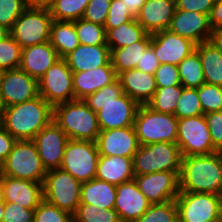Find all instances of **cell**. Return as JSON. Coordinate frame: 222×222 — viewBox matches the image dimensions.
Returning a JSON list of instances; mask_svg holds the SVG:
<instances>
[{
  "instance_id": "6da1fadb",
  "label": "cell",
  "mask_w": 222,
  "mask_h": 222,
  "mask_svg": "<svg viewBox=\"0 0 222 222\" xmlns=\"http://www.w3.org/2000/svg\"><path fill=\"white\" fill-rule=\"evenodd\" d=\"M54 108L42 97L1 108L0 124L16 140H33L47 126Z\"/></svg>"
},
{
  "instance_id": "7a4b0ae2",
  "label": "cell",
  "mask_w": 222,
  "mask_h": 222,
  "mask_svg": "<svg viewBox=\"0 0 222 222\" xmlns=\"http://www.w3.org/2000/svg\"><path fill=\"white\" fill-rule=\"evenodd\" d=\"M179 190L222 195V154L183 156Z\"/></svg>"
},
{
  "instance_id": "3957f363",
  "label": "cell",
  "mask_w": 222,
  "mask_h": 222,
  "mask_svg": "<svg viewBox=\"0 0 222 222\" xmlns=\"http://www.w3.org/2000/svg\"><path fill=\"white\" fill-rule=\"evenodd\" d=\"M53 120L71 140L96 142L100 133L97 113L83 100H73L54 107Z\"/></svg>"
},
{
  "instance_id": "277c9868",
  "label": "cell",
  "mask_w": 222,
  "mask_h": 222,
  "mask_svg": "<svg viewBox=\"0 0 222 222\" xmlns=\"http://www.w3.org/2000/svg\"><path fill=\"white\" fill-rule=\"evenodd\" d=\"M140 145L177 140L178 118L173 114L158 113L147 105H140L133 124Z\"/></svg>"
},
{
  "instance_id": "5b68a950",
  "label": "cell",
  "mask_w": 222,
  "mask_h": 222,
  "mask_svg": "<svg viewBox=\"0 0 222 222\" xmlns=\"http://www.w3.org/2000/svg\"><path fill=\"white\" fill-rule=\"evenodd\" d=\"M182 158L181 149L176 142L140 145L132 158L134 174L181 171Z\"/></svg>"
},
{
  "instance_id": "8992f818",
  "label": "cell",
  "mask_w": 222,
  "mask_h": 222,
  "mask_svg": "<svg viewBox=\"0 0 222 222\" xmlns=\"http://www.w3.org/2000/svg\"><path fill=\"white\" fill-rule=\"evenodd\" d=\"M46 173L33 140H17L2 162L1 175L43 182Z\"/></svg>"
},
{
  "instance_id": "52a82bcc",
  "label": "cell",
  "mask_w": 222,
  "mask_h": 222,
  "mask_svg": "<svg viewBox=\"0 0 222 222\" xmlns=\"http://www.w3.org/2000/svg\"><path fill=\"white\" fill-rule=\"evenodd\" d=\"M82 183L57 168L48 170L43 181V200L71 214L80 205Z\"/></svg>"
},
{
  "instance_id": "ba28073f",
  "label": "cell",
  "mask_w": 222,
  "mask_h": 222,
  "mask_svg": "<svg viewBox=\"0 0 222 222\" xmlns=\"http://www.w3.org/2000/svg\"><path fill=\"white\" fill-rule=\"evenodd\" d=\"M52 21L49 9L29 5L13 24L10 35L21 48L45 43L50 40Z\"/></svg>"
},
{
  "instance_id": "9c48e42d",
  "label": "cell",
  "mask_w": 222,
  "mask_h": 222,
  "mask_svg": "<svg viewBox=\"0 0 222 222\" xmlns=\"http://www.w3.org/2000/svg\"><path fill=\"white\" fill-rule=\"evenodd\" d=\"M175 201L181 222H213L222 219V195L179 192Z\"/></svg>"
},
{
  "instance_id": "30bf717a",
  "label": "cell",
  "mask_w": 222,
  "mask_h": 222,
  "mask_svg": "<svg viewBox=\"0 0 222 222\" xmlns=\"http://www.w3.org/2000/svg\"><path fill=\"white\" fill-rule=\"evenodd\" d=\"M99 157L96 142L69 139L60 169L70 173L81 183L90 181L96 177Z\"/></svg>"
},
{
  "instance_id": "8fae6325",
  "label": "cell",
  "mask_w": 222,
  "mask_h": 222,
  "mask_svg": "<svg viewBox=\"0 0 222 222\" xmlns=\"http://www.w3.org/2000/svg\"><path fill=\"white\" fill-rule=\"evenodd\" d=\"M176 143L182 156L215 153L204 114L178 119Z\"/></svg>"
},
{
  "instance_id": "7c38bea8",
  "label": "cell",
  "mask_w": 222,
  "mask_h": 222,
  "mask_svg": "<svg viewBox=\"0 0 222 222\" xmlns=\"http://www.w3.org/2000/svg\"><path fill=\"white\" fill-rule=\"evenodd\" d=\"M73 71L64 58L57 60L38 80L39 95L53 108L61 103L75 100Z\"/></svg>"
},
{
  "instance_id": "4fadbf2b",
  "label": "cell",
  "mask_w": 222,
  "mask_h": 222,
  "mask_svg": "<svg viewBox=\"0 0 222 222\" xmlns=\"http://www.w3.org/2000/svg\"><path fill=\"white\" fill-rule=\"evenodd\" d=\"M97 113L100 130H110L133 126L139 104L123 93L108 103H86Z\"/></svg>"
},
{
  "instance_id": "5bb4252c",
  "label": "cell",
  "mask_w": 222,
  "mask_h": 222,
  "mask_svg": "<svg viewBox=\"0 0 222 222\" xmlns=\"http://www.w3.org/2000/svg\"><path fill=\"white\" fill-rule=\"evenodd\" d=\"M39 96L38 80L20 68L5 70L0 83V109Z\"/></svg>"
},
{
  "instance_id": "9a60e30c",
  "label": "cell",
  "mask_w": 222,
  "mask_h": 222,
  "mask_svg": "<svg viewBox=\"0 0 222 222\" xmlns=\"http://www.w3.org/2000/svg\"><path fill=\"white\" fill-rule=\"evenodd\" d=\"M180 171H160L135 175L139 190L152 203H166L175 200L179 190Z\"/></svg>"
},
{
  "instance_id": "2e32d148",
  "label": "cell",
  "mask_w": 222,
  "mask_h": 222,
  "mask_svg": "<svg viewBox=\"0 0 222 222\" xmlns=\"http://www.w3.org/2000/svg\"><path fill=\"white\" fill-rule=\"evenodd\" d=\"M68 140V136L54 120L37 133L33 142L47 171L60 168Z\"/></svg>"
},
{
  "instance_id": "e0dca14e",
  "label": "cell",
  "mask_w": 222,
  "mask_h": 222,
  "mask_svg": "<svg viewBox=\"0 0 222 222\" xmlns=\"http://www.w3.org/2000/svg\"><path fill=\"white\" fill-rule=\"evenodd\" d=\"M160 64L178 65L195 51L196 44L189 39L162 30L151 35V44Z\"/></svg>"
},
{
  "instance_id": "ac0fdd59",
  "label": "cell",
  "mask_w": 222,
  "mask_h": 222,
  "mask_svg": "<svg viewBox=\"0 0 222 222\" xmlns=\"http://www.w3.org/2000/svg\"><path fill=\"white\" fill-rule=\"evenodd\" d=\"M96 144L100 155L126 158H133L140 146L133 126L100 130Z\"/></svg>"
},
{
  "instance_id": "d6986e66",
  "label": "cell",
  "mask_w": 222,
  "mask_h": 222,
  "mask_svg": "<svg viewBox=\"0 0 222 222\" xmlns=\"http://www.w3.org/2000/svg\"><path fill=\"white\" fill-rule=\"evenodd\" d=\"M168 30L191 40L196 45L209 41L212 32L209 15L179 9H175Z\"/></svg>"
},
{
  "instance_id": "ffe728a7",
  "label": "cell",
  "mask_w": 222,
  "mask_h": 222,
  "mask_svg": "<svg viewBox=\"0 0 222 222\" xmlns=\"http://www.w3.org/2000/svg\"><path fill=\"white\" fill-rule=\"evenodd\" d=\"M0 183L4 202H13L27 209H36L43 201V182L0 175Z\"/></svg>"
},
{
  "instance_id": "44dd1931",
  "label": "cell",
  "mask_w": 222,
  "mask_h": 222,
  "mask_svg": "<svg viewBox=\"0 0 222 222\" xmlns=\"http://www.w3.org/2000/svg\"><path fill=\"white\" fill-rule=\"evenodd\" d=\"M116 193L114 209L121 222H135L152 204L139 190L134 179L116 185Z\"/></svg>"
},
{
  "instance_id": "7402d4cb",
  "label": "cell",
  "mask_w": 222,
  "mask_h": 222,
  "mask_svg": "<svg viewBox=\"0 0 222 222\" xmlns=\"http://www.w3.org/2000/svg\"><path fill=\"white\" fill-rule=\"evenodd\" d=\"M176 9L175 0H146L135 19L145 32L168 30Z\"/></svg>"
},
{
  "instance_id": "603a6c76",
  "label": "cell",
  "mask_w": 222,
  "mask_h": 222,
  "mask_svg": "<svg viewBox=\"0 0 222 222\" xmlns=\"http://www.w3.org/2000/svg\"><path fill=\"white\" fill-rule=\"evenodd\" d=\"M117 77L111 60L105 66L93 70L73 72L72 83L75 100L85 99L88 95L94 94L114 82Z\"/></svg>"
},
{
  "instance_id": "cb8c5ba5",
  "label": "cell",
  "mask_w": 222,
  "mask_h": 222,
  "mask_svg": "<svg viewBox=\"0 0 222 222\" xmlns=\"http://www.w3.org/2000/svg\"><path fill=\"white\" fill-rule=\"evenodd\" d=\"M60 57L49 41L22 48L19 68L39 80Z\"/></svg>"
},
{
  "instance_id": "d4e9b609",
  "label": "cell",
  "mask_w": 222,
  "mask_h": 222,
  "mask_svg": "<svg viewBox=\"0 0 222 222\" xmlns=\"http://www.w3.org/2000/svg\"><path fill=\"white\" fill-rule=\"evenodd\" d=\"M117 78L120 80L123 93L139 105H146L157 89L154 74H148L137 68L126 70Z\"/></svg>"
},
{
  "instance_id": "484cf974",
  "label": "cell",
  "mask_w": 222,
  "mask_h": 222,
  "mask_svg": "<svg viewBox=\"0 0 222 222\" xmlns=\"http://www.w3.org/2000/svg\"><path fill=\"white\" fill-rule=\"evenodd\" d=\"M110 54L111 51L108 45L80 44L64 59L73 72H80L105 66L111 60Z\"/></svg>"
},
{
  "instance_id": "4316f807",
  "label": "cell",
  "mask_w": 222,
  "mask_h": 222,
  "mask_svg": "<svg viewBox=\"0 0 222 222\" xmlns=\"http://www.w3.org/2000/svg\"><path fill=\"white\" fill-rule=\"evenodd\" d=\"M134 176L132 158L100 155L95 178L119 185L134 179Z\"/></svg>"
},
{
  "instance_id": "83f0119b",
  "label": "cell",
  "mask_w": 222,
  "mask_h": 222,
  "mask_svg": "<svg viewBox=\"0 0 222 222\" xmlns=\"http://www.w3.org/2000/svg\"><path fill=\"white\" fill-rule=\"evenodd\" d=\"M116 185L94 178L82 183L80 204H91L100 209L114 208Z\"/></svg>"
},
{
  "instance_id": "f1b7e54d",
  "label": "cell",
  "mask_w": 222,
  "mask_h": 222,
  "mask_svg": "<svg viewBox=\"0 0 222 222\" xmlns=\"http://www.w3.org/2000/svg\"><path fill=\"white\" fill-rule=\"evenodd\" d=\"M151 44V34L146 33L139 41L122 48H110V59L116 75L137 68L142 53Z\"/></svg>"
},
{
  "instance_id": "f546056e",
  "label": "cell",
  "mask_w": 222,
  "mask_h": 222,
  "mask_svg": "<svg viewBox=\"0 0 222 222\" xmlns=\"http://www.w3.org/2000/svg\"><path fill=\"white\" fill-rule=\"evenodd\" d=\"M50 44L55 48L60 58H64L80 45L74 21L54 20L50 27Z\"/></svg>"
},
{
  "instance_id": "4dcf8cb0",
  "label": "cell",
  "mask_w": 222,
  "mask_h": 222,
  "mask_svg": "<svg viewBox=\"0 0 222 222\" xmlns=\"http://www.w3.org/2000/svg\"><path fill=\"white\" fill-rule=\"evenodd\" d=\"M203 68L205 83L222 86V54L209 41L196 45Z\"/></svg>"
},
{
  "instance_id": "1f68e13d",
  "label": "cell",
  "mask_w": 222,
  "mask_h": 222,
  "mask_svg": "<svg viewBox=\"0 0 222 222\" xmlns=\"http://www.w3.org/2000/svg\"><path fill=\"white\" fill-rule=\"evenodd\" d=\"M146 34L143 26L133 20L106 31V43L109 48H122L139 41Z\"/></svg>"
},
{
  "instance_id": "d6a6232c",
  "label": "cell",
  "mask_w": 222,
  "mask_h": 222,
  "mask_svg": "<svg viewBox=\"0 0 222 222\" xmlns=\"http://www.w3.org/2000/svg\"><path fill=\"white\" fill-rule=\"evenodd\" d=\"M181 84L186 88H199L205 83L202 62L195 50L178 64Z\"/></svg>"
},
{
  "instance_id": "836d02e7",
  "label": "cell",
  "mask_w": 222,
  "mask_h": 222,
  "mask_svg": "<svg viewBox=\"0 0 222 222\" xmlns=\"http://www.w3.org/2000/svg\"><path fill=\"white\" fill-rule=\"evenodd\" d=\"M183 88L182 84L157 88L152 99L146 105L155 112L174 115Z\"/></svg>"
},
{
  "instance_id": "e575fe53",
  "label": "cell",
  "mask_w": 222,
  "mask_h": 222,
  "mask_svg": "<svg viewBox=\"0 0 222 222\" xmlns=\"http://www.w3.org/2000/svg\"><path fill=\"white\" fill-rule=\"evenodd\" d=\"M90 0H56L49 11L54 20L75 21L83 17Z\"/></svg>"
},
{
  "instance_id": "d590c367",
  "label": "cell",
  "mask_w": 222,
  "mask_h": 222,
  "mask_svg": "<svg viewBox=\"0 0 222 222\" xmlns=\"http://www.w3.org/2000/svg\"><path fill=\"white\" fill-rule=\"evenodd\" d=\"M74 222H121L114 209H100L91 204H80L73 214Z\"/></svg>"
},
{
  "instance_id": "8d00e7d4",
  "label": "cell",
  "mask_w": 222,
  "mask_h": 222,
  "mask_svg": "<svg viewBox=\"0 0 222 222\" xmlns=\"http://www.w3.org/2000/svg\"><path fill=\"white\" fill-rule=\"evenodd\" d=\"M74 25L80 44L107 45L104 26L87 21L83 18L75 20Z\"/></svg>"
},
{
  "instance_id": "74e56055",
  "label": "cell",
  "mask_w": 222,
  "mask_h": 222,
  "mask_svg": "<svg viewBox=\"0 0 222 222\" xmlns=\"http://www.w3.org/2000/svg\"><path fill=\"white\" fill-rule=\"evenodd\" d=\"M178 219L175 200L166 203H154L135 222H174Z\"/></svg>"
},
{
  "instance_id": "f35d334b",
  "label": "cell",
  "mask_w": 222,
  "mask_h": 222,
  "mask_svg": "<svg viewBox=\"0 0 222 222\" xmlns=\"http://www.w3.org/2000/svg\"><path fill=\"white\" fill-rule=\"evenodd\" d=\"M202 106L198 97L197 88L184 87L177 102L174 115L178 118L203 115Z\"/></svg>"
},
{
  "instance_id": "ab89813d",
  "label": "cell",
  "mask_w": 222,
  "mask_h": 222,
  "mask_svg": "<svg viewBox=\"0 0 222 222\" xmlns=\"http://www.w3.org/2000/svg\"><path fill=\"white\" fill-rule=\"evenodd\" d=\"M197 93L204 114L222 111V86L204 83Z\"/></svg>"
},
{
  "instance_id": "60d3db41",
  "label": "cell",
  "mask_w": 222,
  "mask_h": 222,
  "mask_svg": "<svg viewBox=\"0 0 222 222\" xmlns=\"http://www.w3.org/2000/svg\"><path fill=\"white\" fill-rule=\"evenodd\" d=\"M21 55L22 48L11 35L0 41V69L5 71L19 68Z\"/></svg>"
},
{
  "instance_id": "b9f144b4",
  "label": "cell",
  "mask_w": 222,
  "mask_h": 222,
  "mask_svg": "<svg viewBox=\"0 0 222 222\" xmlns=\"http://www.w3.org/2000/svg\"><path fill=\"white\" fill-rule=\"evenodd\" d=\"M33 222H74L73 214L43 200L34 210Z\"/></svg>"
},
{
  "instance_id": "7bdbcfd3",
  "label": "cell",
  "mask_w": 222,
  "mask_h": 222,
  "mask_svg": "<svg viewBox=\"0 0 222 222\" xmlns=\"http://www.w3.org/2000/svg\"><path fill=\"white\" fill-rule=\"evenodd\" d=\"M28 6V0H0V26L11 30L15 21Z\"/></svg>"
},
{
  "instance_id": "ee69618b",
  "label": "cell",
  "mask_w": 222,
  "mask_h": 222,
  "mask_svg": "<svg viewBox=\"0 0 222 222\" xmlns=\"http://www.w3.org/2000/svg\"><path fill=\"white\" fill-rule=\"evenodd\" d=\"M134 18L128 8L122 4L121 0H111L104 28L107 31L108 29H113L123 23L129 22Z\"/></svg>"
},
{
  "instance_id": "f6af8a7d",
  "label": "cell",
  "mask_w": 222,
  "mask_h": 222,
  "mask_svg": "<svg viewBox=\"0 0 222 222\" xmlns=\"http://www.w3.org/2000/svg\"><path fill=\"white\" fill-rule=\"evenodd\" d=\"M154 77L157 88L181 85L178 65L160 64L155 70Z\"/></svg>"
},
{
  "instance_id": "bcb514c9",
  "label": "cell",
  "mask_w": 222,
  "mask_h": 222,
  "mask_svg": "<svg viewBox=\"0 0 222 222\" xmlns=\"http://www.w3.org/2000/svg\"><path fill=\"white\" fill-rule=\"evenodd\" d=\"M110 3L111 0H90L82 18L104 26Z\"/></svg>"
},
{
  "instance_id": "7dc6e473",
  "label": "cell",
  "mask_w": 222,
  "mask_h": 222,
  "mask_svg": "<svg viewBox=\"0 0 222 222\" xmlns=\"http://www.w3.org/2000/svg\"><path fill=\"white\" fill-rule=\"evenodd\" d=\"M123 94L120 80L117 78L114 82L104 86L94 94L88 95L83 101L85 103H108L112 102Z\"/></svg>"
},
{
  "instance_id": "c3c4849f",
  "label": "cell",
  "mask_w": 222,
  "mask_h": 222,
  "mask_svg": "<svg viewBox=\"0 0 222 222\" xmlns=\"http://www.w3.org/2000/svg\"><path fill=\"white\" fill-rule=\"evenodd\" d=\"M35 209H27L13 202H4L1 222H33Z\"/></svg>"
},
{
  "instance_id": "681fc988",
  "label": "cell",
  "mask_w": 222,
  "mask_h": 222,
  "mask_svg": "<svg viewBox=\"0 0 222 222\" xmlns=\"http://www.w3.org/2000/svg\"><path fill=\"white\" fill-rule=\"evenodd\" d=\"M215 152L222 151V111L204 114Z\"/></svg>"
},
{
  "instance_id": "f907efd6",
  "label": "cell",
  "mask_w": 222,
  "mask_h": 222,
  "mask_svg": "<svg viewBox=\"0 0 222 222\" xmlns=\"http://www.w3.org/2000/svg\"><path fill=\"white\" fill-rule=\"evenodd\" d=\"M215 0H175L176 9L209 15Z\"/></svg>"
},
{
  "instance_id": "816d5d0a",
  "label": "cell",
  "mask_w": 222,
  "mask_h": 222,
  "mask_svg": "<svg viewBox=\"0 0 222 222\" xmlns=\"http://www.w3.org/2000/svg\"><path fill=\"white\" fill-rule=\"evenodd\" d=\"M159 65L160 62L155 55L154 49L151 45H149L142 53V58L137 64V69L148 74H154Z\"/></svg>"
},
{
  "instance_id": "f5cc1de1",
  "label": "cell",
  "mask_w": 222,
  "mask_h": 222,
  "mask_svg": "<svg viewBox=\"0 0 222 222\" xmlns=\"http://www.w3.org/2000/svg\"><path fill=\"white\" fill-rule=\"evenodd\" d=\"M17 140L7 132L0 124V162L2 163L8 154L12 151V148Z\"/></svg>"
},
{
  "instance_id": "db71d44e",
  "label": "cell",
  "mask_w": 222,
  "mask_h": 222,
  "mask_svg": "<svg viewBox=\"0 0 222 222\" xmlns=\"http://www.w3.org/2000/svg\"><path fill=\"white\" fill-rule=\"evenodd\" d=\"M209 22L212 29L222 27V0H215L209 14Z\"/></svg>"
},
{
  "instance_id": "11a10c76",
  "label": "cell",
  "mask_w": 222,
  "mask_h": 222,
  "mask_svg": "<svg viewBox=\"0 0 222 222\" xmlns=\"http://www.w3.org/2000/svg\"><path fill=\"white\" fill-rule=\"evenodd\" d=\"M122 4L128 8V10L135 17L142 6L145 4L146 0H121Z\"/></svg>"
},
{
  "instance_id": "9f6ffc18",
  "label": "cell",
  "mask_w": 222,
  "mask_h": 222,
  "mask_svg": "<svg viewBox=\"0 0 222 222\" xmlns=\"http://www.w3.org/2000/svg\"><path fill=\"white\" fill-rule=\"evenodd\" d=\"M209 42H211L222 54V27L212 29Z\"/></svg>"
},
{
  "instance_id": "6f0895ef",
  "label": "cell",
  "mask_w": 222,
  "mask_h": 222,
  "mask_svg": "<svg viewBox=\"0 0 222 222\" xmlns=\"http://www.w3.org/2000/svg\"><path fill=\"white\" fill-rule=\"evenodd\" d=\"M28 2L29 5L34 7L50 9V7L56 2V0H28Z\"/></svg>"
},
{
  "instance_id": "680465c9",
  "label": "cell",
  "mask_w": 222,
  "mask_h": 222,
  "mask_svg": "<svg viewBox=\"0 0 222 222\" xmlns=\"http://www.w3.org/2000/svg\"><path fill=\"white\" fill-rule=\"evenodd\" d=\"M10 35V30L5 27L0 26V41L4 40Z\"/></svg>"
},
{
  "instance_id": "91938a15",
  "label": "cell",
  "mask_w": 222,
  "mask_h": 222,
  "mask_svg": "<svg viewBox=\"0 0 222 222\" xmlns=\"http://www.w3.org/2000/svg\"><path fill=\"white\" fill-rule=\"evenodd\" d=\"M3 212H4V201L2 203H0V222L3 217Z\"/></svg>"
},
{
  "instance_id": "94428289",
  "label": "cell",
  "mask_w": 222,
  "mask_h": 222,
  "mask_svg": "<svg viewBox=\"0 0 222 222\" xmlns=\"http://www.w3.org/2000/svg\"><path fill=\"white\" fill-rule=\"evenodd\" d=\"M3 202V190H2V185L0 183V203Z\"/></svg>"
},
{
  "instance_id": "6125c7cd",
  "label": "cell",
  "mask_w": 222,
  "mask_h": 222,
  "mask_svg": "<svg viewBox=\"0 0 222 222\" xmlns=\"http://www.w3.org/2000/svg\"><path fill=\"white\" fill-rule=\"evenodd\" d=\"M3 73H4V70L0 69V83H1V80H2Z\"/></svg>"
},
{
  "instance_id": "be15d7a7",
  "label": "cell",
  "mask_w": 222,
  "mask_h": 222,
  "mask_svg": "<svg viewBox=\"0 0 222 222\" xmlns=\"http://www.w3.org/2000/svg\"><path fill=\"white\" fill-rule=\"evenodd\" d=\"M1 170H2V163L0 162V175H1Z\"/></svg>"
},
{
  "instance_id": "e7e4bbea",
  "label": "cell",
  "mask_w": 222,
  "mask_h": 222,
  "mask_svg": "<svg viewBox=\"0 0 222 222\" xmlns=\"http://www.w3.org/2000/svg\"><path fill=\"white\" fill-rule=\"evenodd\" d=\"M213 222H222V219H220V220H217V221H213Z\"/></svg>"
}]
</instances>
